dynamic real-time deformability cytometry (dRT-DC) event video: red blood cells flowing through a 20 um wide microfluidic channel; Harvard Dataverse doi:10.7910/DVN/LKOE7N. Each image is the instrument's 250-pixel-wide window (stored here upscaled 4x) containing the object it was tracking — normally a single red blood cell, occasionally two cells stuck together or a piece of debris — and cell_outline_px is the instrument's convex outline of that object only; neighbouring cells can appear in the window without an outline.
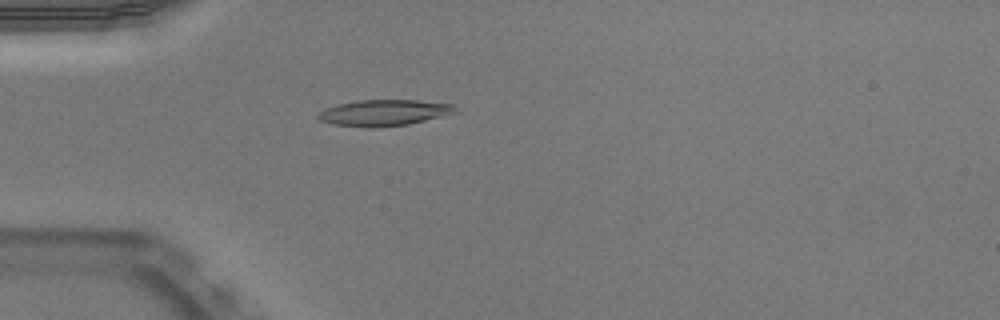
{"species": "Egyptian fruit bat (a non-hibernating species)", "species_latin": "Rousettus aegyptiacus", "temperature_condition": "warm", "stored_images_in_passage": 44, "camera_frame_rate_fps": 3000, "um_per_image_px": 0.085, "animal": {"sex": "male"}, "frame": {"image": 1, "passage_image": 8, "time_ms": 2.333, "image_size_px": [1000, 320], "cell_outline_px": [[460, 112], [408, 124], [372, 128], [368, 128], [332, 124], [320, 120], [316, 116], [324, 108], [336, 104], [360, 100], [416, 100], [456, 104]], "centroid_in_image_um": [32.68, 9.58], "position_along_channel_um": 52.3, "area_um2": 21.15}}
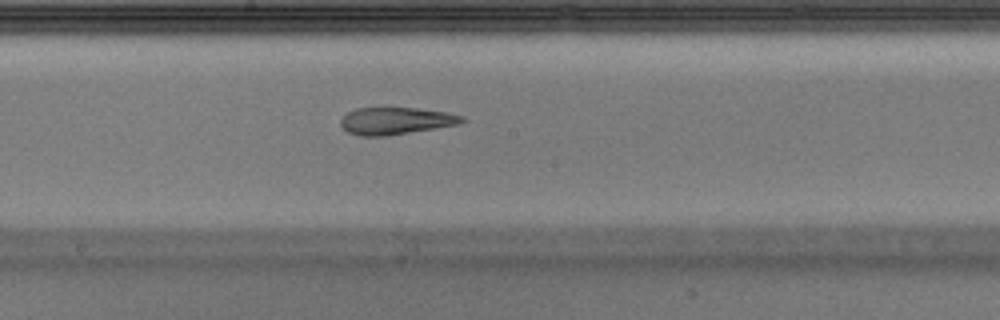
{"frame": {"image": 2, "passage_image": 21, "time_ms": 6.667, "image_size_px": [1000, 320], "cell_outline_px": [[468, 120], [460, 124], [388, 136], [360, 136], [348, 132], [340, 124], [340, 120], [348, 112], [356, 108], [416, 108], [448, 112], [464, 116]], "centroid_in_image_um": [33.69, 10.27], "position_along_channel_um": 214.5, "area_um2": 19.31}}
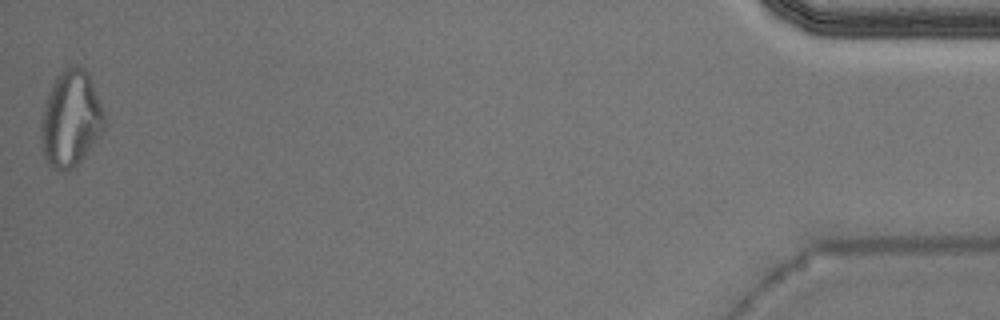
{"frame": {"image": 3, "passage_image": 44, "time_ms": 14.333, "image_size_px": [1000, 320], "cell_outline_px": [[108, 124], [84, 156], [72, 168], [64, 172], [52, 168], [48, 164], [44, 156], [40, 140], [40, 124], [48, 92], [52, 84], [64, 68], [76, 64], [84, 68], [88, 72]], "centroid_in_image_um": [6.01, 10.11], "position_along_channel_um": 429.2, "area_um2": 35.49}, "authors_computed_cell_mechanics": {"area_um2": 20.4034, "velocity_mm_per_s": 3.9677, "shape_relaxation_time_tau1_ms": null, "shape_relaxation_time_tau2_ms": 3.4776, "deformation_change_tau1": null, "deformation_change_tau2": 0.1403}}